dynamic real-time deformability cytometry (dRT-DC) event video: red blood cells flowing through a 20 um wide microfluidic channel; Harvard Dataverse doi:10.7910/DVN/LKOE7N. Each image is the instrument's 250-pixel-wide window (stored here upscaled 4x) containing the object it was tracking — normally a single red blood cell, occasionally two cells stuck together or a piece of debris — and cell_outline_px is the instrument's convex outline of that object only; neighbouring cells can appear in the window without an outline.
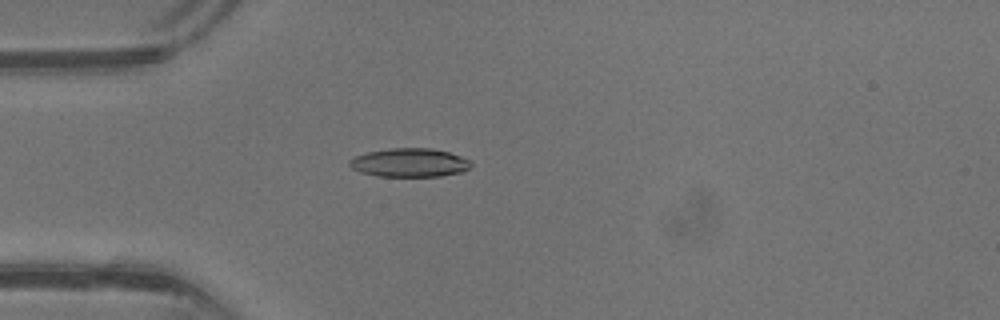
{"species": "common noctule bat (a hibernating species)", "species_latin": "Nyctalus noctula", "temperature_condition": "warm", "stored_images_in_passage": 28, "camera_frame_rate_fps": 3000, "um_per_image_px": 0.085, "animal": {"sex": "male", "body_mass_g": 13.3}, "frame": {"image": 1, "passage_image": 2, "time_ms": 0.333, "image_size_px": [1000, 320], "cell_outline_px": [[472, 164], [464, 172], [440, 176], [376, 176], [360, 172], [352, 168], [348, 164], [348, 160], [356, 156], [368, 152], [388, 148], [432, 148], [448, 152], [472, 160]], "centroid_in_image_um": [34.82, 13.82], "position_along_channel_um": 50.2, "area_um2": 20.4}}
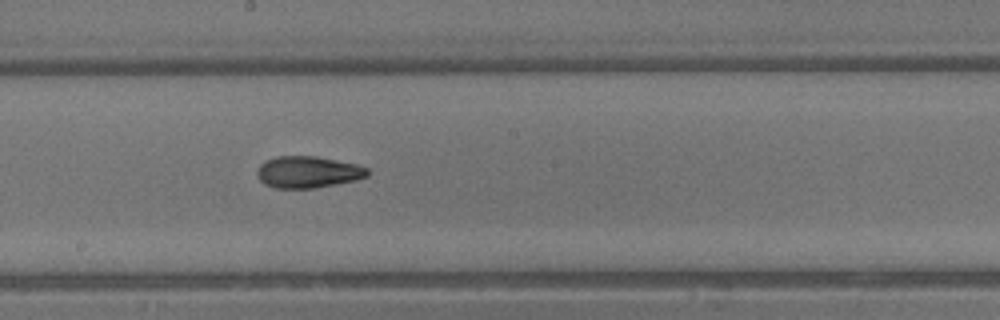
{"frame": {"image": 2, "passage_image": 13, "time_ms": 4.0, "image_size_px": [1000, 320], "cell_outline_px": [[368, 176], [356, 180], [316, 188], [276, 188], [264, 184], [260, 180], [256, 172], [260, 164], [264, 160], [276, 156], [316, 156], [356, 164], [368, 168]], "centroid_in_image_um": [26.15, 14.62], "position_along_channel_um": 222.0, "area_um2": 20.46}}
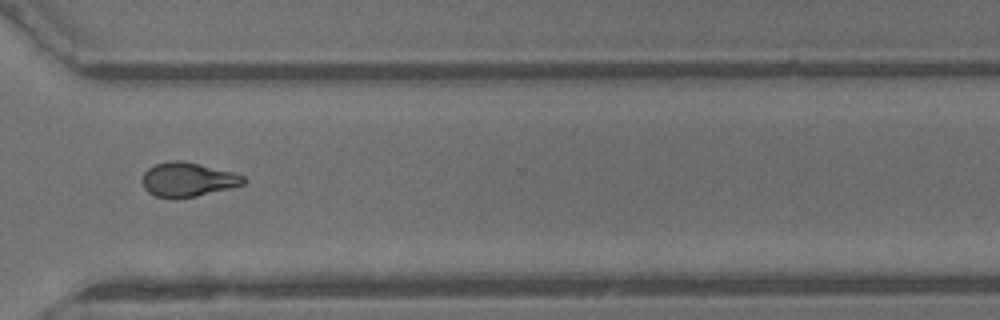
{"frame": {"image": 3, "passage_image": 21, "time_ms": 6.667, "image_size_px": [1000, 320], "cell_outline_px": [[248, 180], [244, 184], [196, 196], [176, 200], [172, 200], [156, 196], [148, 192], [144, 188], [144, 172], [148, 168], [156, 164], [172, 160], [180, 160], [200, 164], [232, 172], [244, 176]], "centroid_in_image_um": [15.96, 15.28], "position_along_channel_um": 354.6, "area_um2": 20.17}, "authors_computed_cell_mechanics": {"area_um2": 20.2878, "velocity_mm_per_s": 4.9813, "shape_relaxation_time_tau1_ms": 10.9272, "shape_relaxation_time_tau2_ms": 2.3638, "deformation_change_tau1": 0.3117, "deformation_change_tau2": 0.1021}}